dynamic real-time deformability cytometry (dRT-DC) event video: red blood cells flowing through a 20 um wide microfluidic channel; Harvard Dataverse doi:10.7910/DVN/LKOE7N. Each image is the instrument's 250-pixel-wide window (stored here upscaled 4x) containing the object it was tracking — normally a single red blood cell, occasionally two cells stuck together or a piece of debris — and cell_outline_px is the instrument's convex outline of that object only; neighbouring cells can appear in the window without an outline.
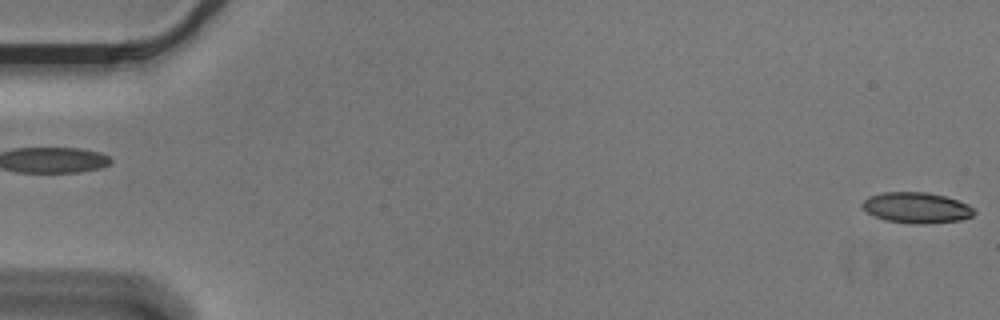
{"species": "Egyptian fruit bat (a non-hibernating species)", "species_latin": "Rousettus aegyptiacus", "temperature_condition": "cold", "stored_images_in_passage": 4, "segment_of_instrument_passage": [2, 2], "camera_frame_rate_fps": 3000, "um_per_image_px": 0.085, "animal": {"sex": "male"}, "frame": {"image": 1, "passage_image": 4, "time_ms": 1.0, "image_size_px": [1000, 320], "cell_outline_px": [[976, 212], [972, 216], [960, 220], [924, 224], [916, 224], [888, 220], [872, 216], [860, 204], [868, 196], [884, 192], [928, 192], [944, 196], [968, 204]], "centroid_in_image_um": [77.89, 17.65], "position_along_channel_um": 7.1, "area_um2": 19.94}}